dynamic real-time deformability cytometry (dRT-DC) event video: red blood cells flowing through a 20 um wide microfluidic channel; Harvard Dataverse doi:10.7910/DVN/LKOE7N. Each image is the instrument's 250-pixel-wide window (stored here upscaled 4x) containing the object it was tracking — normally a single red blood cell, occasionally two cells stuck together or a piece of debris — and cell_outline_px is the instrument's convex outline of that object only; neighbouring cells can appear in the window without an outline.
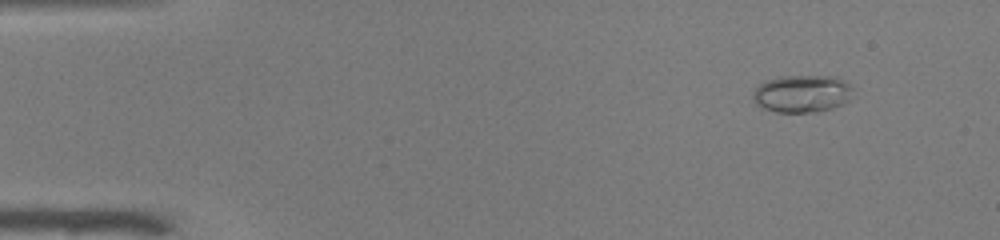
{"species": "common noctule bat (a hibernating species)", "species_latin": "Nyctalus noctula", "temperature_condition": "warm", "stored_images_in_passage": 47, "camera_frame_rate_fps": 3000, "um_per_image_px": 0.085, "animal": {"sex": "male", "body_mass_g": 19.0, "forearm_length_mm": 50.8}, "frame": {"image": 1, "passage_image": 1, "time_ms": 0.0, "image_size_px": [1000, 240], "cell_outline_px": [[852, 100], [844, 104], [832, 108], [816, 112], [776, 112], [760, 108], [752, 100], [752, 96], [756, 88], [760, 84], [768, 80], [780, 76], [836, 76], [844, 80], [852, 88]], "centroid_in_image_um": [68.19, 7.97], "position_along_channel_um": 16.8, "area_um2": 22.14}}
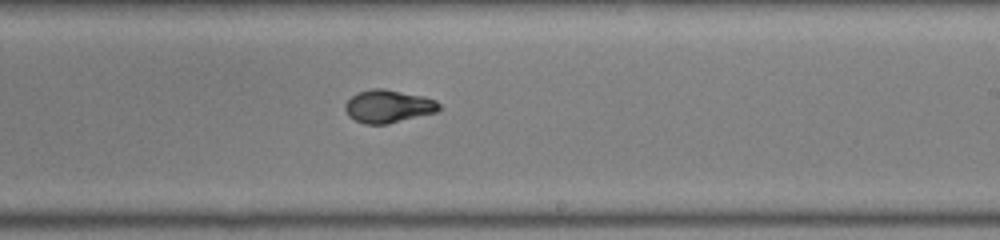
{"frame": {"image": 2, "passage_image": 27, "time_ms": 8.667, "image_size_px": [1000, 240], "cell_outline_px": [[440, 108], [436, 112], [388, 124], [364, 124], [348, 116], [344, 108], [344, 104], [356, 92], [372, 88], [384, 88], [424, 96], [436, 100], [440, 104]], "centroid_in_image_um": [32.98, 9.03], "position_along_channel_um": 256.0, "area_um2": 18.15}}
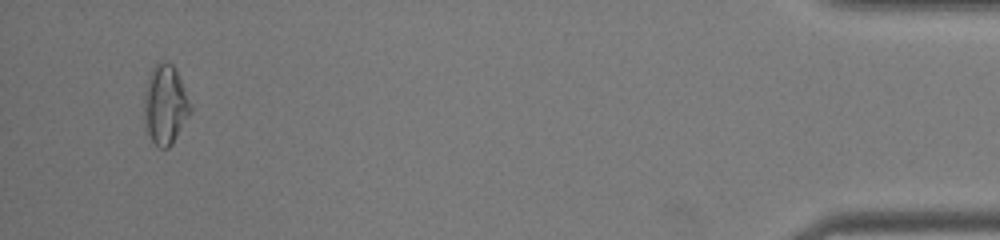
{"frame": {"image": 3, "passage_image": 45, "time_ms": 14.667, "image_size_px": [1000, 240], "cell_outline_px": [[192, 112], [172, 144], [168, 148], [160, 148], [152, 140], [144, 124], [144, 92], [148, 76], [156, 60], [164, 60], [172, 64], [176, 68], [192, 104]], "centroid_in_image_um": [14.06, 8.85], "position_along_channel_um": 421.1, "area_um2": 21.96}, "authors_computed_cell_mechanics": {"area_um2": 18.1492, "velocity_mm_per_s": 3.9838, "shape_relaxation_time_tau1_ms": 7.4655, "shape_relaxation_time_tau2_ms": 0.5445, "deformation_change_tau1": 0.2929, "deformation_change_tau2": 0.0445}}